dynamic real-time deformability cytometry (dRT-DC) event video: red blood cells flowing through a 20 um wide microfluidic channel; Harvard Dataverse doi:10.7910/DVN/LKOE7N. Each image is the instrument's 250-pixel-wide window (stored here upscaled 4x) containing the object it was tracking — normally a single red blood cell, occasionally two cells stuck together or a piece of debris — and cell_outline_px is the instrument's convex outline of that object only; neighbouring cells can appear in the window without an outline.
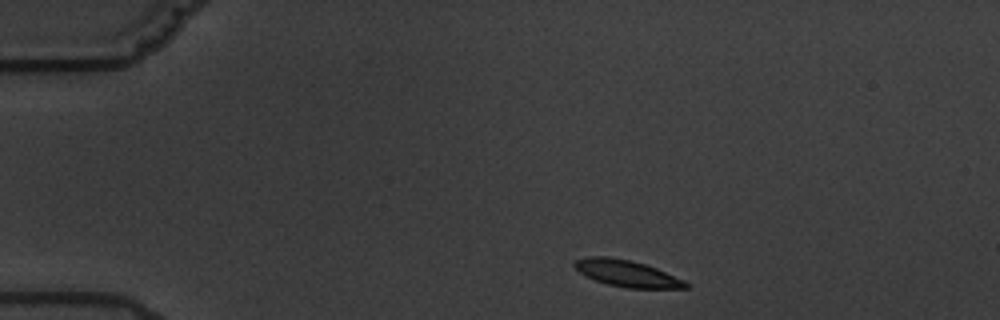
{"species": "common noctule bat (a hibernating species)", "species_latin": "Nyctalus noctula", "temperature_condition": "warm", "stored_images_in_passage": 3, "camera_frame_rate_fps": 3000, "um_per_image_px": 0.085, "animal": {"sex": "male", "body_mass_g": 19.5, "forearm_length_mm": 54.6}, "frame": {"image": 1, "passage_image": 1, "time_ms": 0.0, "image_size_px": [1000, 320], "cell_outline_px": [[688, 288], [628, 288], [608, 284], [584, 276], [572, 264], [576, 260], [588, 256], [608, 256], [632, 260], [656, 268], [684, 280], [688, 284]], "centroid_in_image_um": [53.26, 23.23], "position_along_channel_um": 31.7, "area_um2": 17.11}}